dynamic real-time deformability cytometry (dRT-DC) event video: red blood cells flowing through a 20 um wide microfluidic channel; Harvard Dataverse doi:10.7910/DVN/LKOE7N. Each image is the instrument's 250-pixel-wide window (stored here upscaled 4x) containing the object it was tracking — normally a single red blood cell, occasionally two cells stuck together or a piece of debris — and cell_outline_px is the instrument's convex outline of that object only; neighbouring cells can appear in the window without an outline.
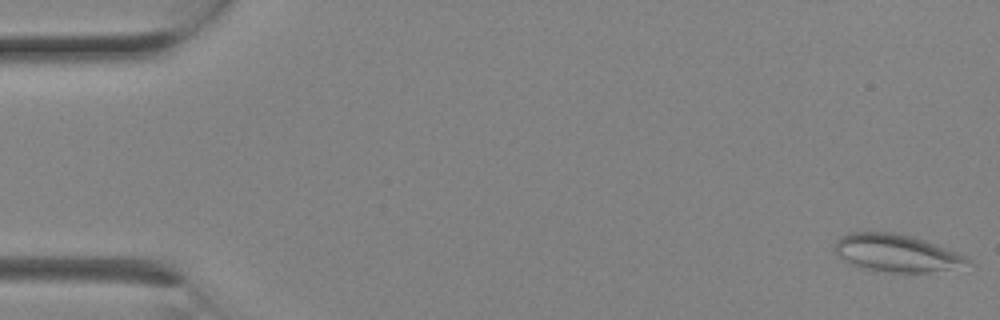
{"species": "Egyptian fruit bat (a non-hibernating species)", "species_latin": "Rousettus aegyptiacus", "temperature_condition": "room temperature", "stored_images_in_passage": 3, "camera_frame_rate_fps": 3000, "um_per_image_px": 0.085, "animal": {"sex": "female"}, "frame": {"image": 1, "passage_image": 1, "time_ms": 0.0, "image_size_px": [1000, 320], "cell_outline_px": [[976, 264], [928, 272], [892, 272], [868, 268], [848, 264], [832, 248], [836, 240], [840, 236], [848, 232], [896, 232], [912, 236], [924, 240], [968, 256]], "centroid_in_image_um": [76.21, 21.49], "position_along_channel_um": 8.8, "area_um2": 29.07}}